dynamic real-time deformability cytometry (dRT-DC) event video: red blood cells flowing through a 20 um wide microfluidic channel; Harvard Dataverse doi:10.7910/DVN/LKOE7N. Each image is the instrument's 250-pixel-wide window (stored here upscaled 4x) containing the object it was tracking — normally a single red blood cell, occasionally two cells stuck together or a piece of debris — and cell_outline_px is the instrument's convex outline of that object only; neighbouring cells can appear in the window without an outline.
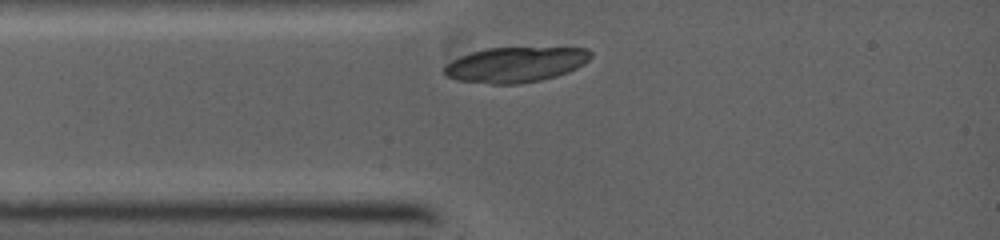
{"species": "common noctule bat (a hibernating species)", "species_latin": "Nyctalus noctula", "temperature_condition": "warm", "stored_images_in_passage": 22, "camera_frame_rate_fps": 5000, "um_per_image_px": 0.085, "animal": {"sex": "female", "body_mass_g": 19.0, "forearm_length_mm": 53.3}, "frame": {"image": 1, "passage_image": 1, "time_ms": 0.0, "image_size_px": [1000, 240], "cell_outline_px": [[592, 56], [584, 64], [568, 72], [556, 76], [540, 80], [520, 84], [492, 84], [456, 80], [444, 76], [444, 68], [452, 60], [460, 56], [472, 52], [488, 48], [588, 48], [592, 52]], "centroid_in_image_um": [43.82, 5.5], "position_along_channel_um": 41.2, "area_um2": 30.06}}
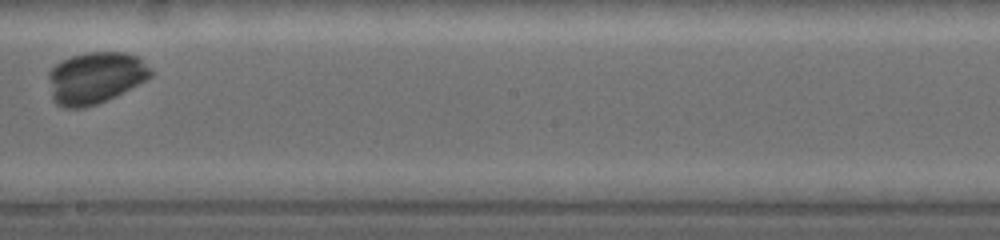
{"frame": {"image": 2, "passage_image": 13, "time_ms": 4.4, "image_size_px": [1000, 240], "cell_outline_px": [[152, 76], [148, 80], [116, 96], [96, 104], [84, 108], [64, 108], [56, 104], [52, 100], [48, 80], [48, 72], [60, 60], [72, 56], [88, 52], [124, 52], [136, 56], [152, 72]], "centroid_in_image_um": [8.06, 6.63], "position_along_channel_um": 240.1, "area_um2": 30.92}}
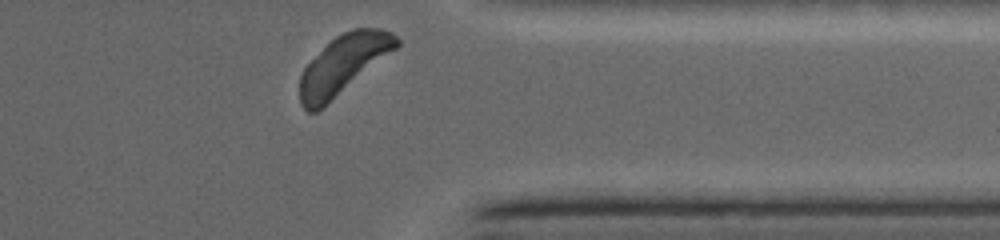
{"frame": {"image": 3, "passage_image": 22, "time_ms": 7.6, "image_size_px": [1000, 240], "cell_outline_px": [[400, 44], [396, 48], [316, 112], [308, 112], [300, 104], [300, 76], [304, 68], [336, 36], [344, 32], [356, 28], [380, 28], [392, 32], [400, 40]], "centroid_in_image_um": [29.18, 5.47], "position_along_channel_um": 382.2, "area_um2": 32.08}}